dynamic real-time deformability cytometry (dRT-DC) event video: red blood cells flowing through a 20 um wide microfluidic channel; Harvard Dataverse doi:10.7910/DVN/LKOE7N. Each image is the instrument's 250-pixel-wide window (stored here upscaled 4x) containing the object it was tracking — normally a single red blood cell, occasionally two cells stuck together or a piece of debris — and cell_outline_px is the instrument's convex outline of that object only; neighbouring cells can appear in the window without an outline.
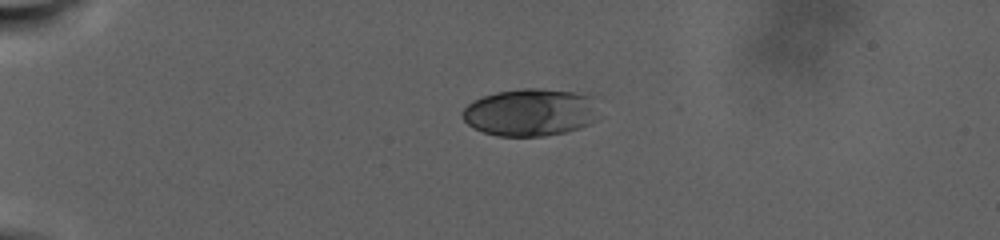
{"species": "human", "species_latin": "Homo sapiens", "temperature_condition": "warm", "stored_images_in_passage": 9, "camera_frame_rate_fps": 3000, "um_per_image_px": 0.085, "donor": {"sex": "male"}, "frame": {"image": 1, "passage_image": 1, "time_ms": 0.0, "image_size_px": [1000, 240], "cell_outline_px": [[592, 120], [588, 124], [580, 128], [564, 132], [544, 136], [496, 136], [472, 128], [464, 120], [460, 112], [472, 100], [496, 92], [524, 88], [540, 88], [572, 92], [592, 96]], "centroid_in_image_um": [44.95, 9.55], "position_along_channel_um": 40.0, "area_um2": 37.17}}
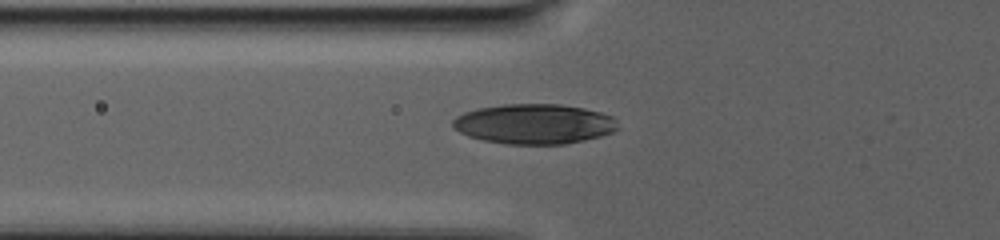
{"frame": {"image": 2, "passage_image": 6, "time_ms": 4.667, "image_size_px": [1000, 240], "cell_outline_px": [[620, 128], [612, 132], [600, 136], [584, 140], [564, 144], [504, 144], [484, 140], [468, 136], [452, 128], [452, 120], [456, 116], [464, 112], [476, 108], [504, 104], [560, 104], [584, 108], [600, 112], [612, 116], [616, 120]], "centroid_in_image_um": [45.39, 10.53], "position_along_channel_um": 80.4, "area_um2": 38.73}}
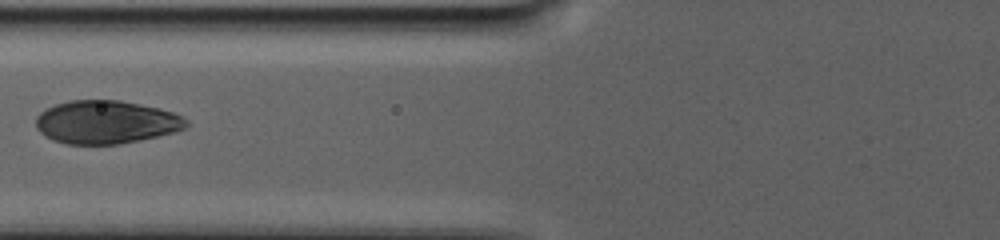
{"frame": {"image": 3, "passage_image": 8, "time_ms": 6.333, "image_size_px": [1000, 240], "cell_outline_px": [[188, 124], [184, 128], [172, 132], [156, 136], [116, 144], [68, 144], [52, 140], [44, 136], [36, 128], [36, 116], [44, 108], [68, 100], [120, 100], [160, 108], [172, 112], [188, 120]], "centroid_in_image_um": [8.95, 10.37], "position_along_channel_um": 116.8, "area_um2": 37.74}}